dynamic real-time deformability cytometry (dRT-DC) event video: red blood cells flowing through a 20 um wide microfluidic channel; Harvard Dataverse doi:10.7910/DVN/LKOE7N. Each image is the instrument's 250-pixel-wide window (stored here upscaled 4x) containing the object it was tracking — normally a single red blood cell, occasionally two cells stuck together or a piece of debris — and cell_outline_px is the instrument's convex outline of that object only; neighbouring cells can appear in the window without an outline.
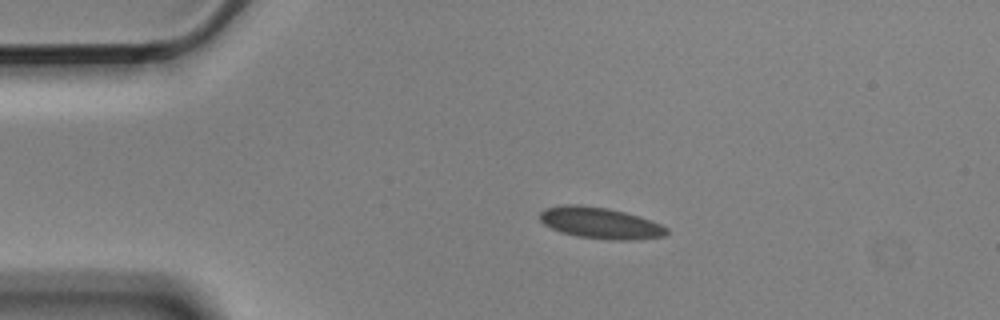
{"species": "Egyptian fruit bat (a non-hibernating species)", "species_latin": "Rousettus aegyptiacus", "temperature_condition": "cold", "stored_images_in_passage": 11, "camera_frame_rate_fps": 3000, "um_per_image_px": 0.085, "animal": {"sex": "male"}, "frame": {"image": 1, "passage_image": 2, "time_ms": 0.333, "image_size_px": [1000, 320], "cell_outline_px": [[668, 232], [664, 236], [636, 240], [612, 240], [576, 236], [560, 232], [544, 224], [540, 220], [540, 212], [544, 208], [560, 204], [580, 204], [608, 208], [624, 212], [652, 220], [668, 228]], "centroid_in_image_um": [51.0, 18.95], "position_along_channel_um": 34.0, "area_um2": 23.35}}
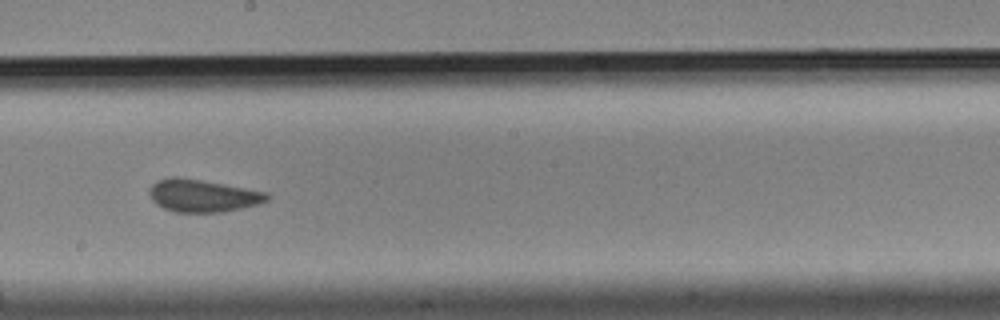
{"frame": {"image": 2, "passage_image": 7, "time_ms": 2.0, "image_size_px": [1000, 320], "cell_outline_px": [[272, 196], [268, 200], [256, 204], [224, 212], [176, 212], [164, 208], [156, 204], [152, 200], [148, 192], [152, 184], [156, 180], [168, 176], [176, 176], [200, 180], [268, 192]], "centroid_in_image_um": [17.2, 16.62], "position_along_channel_um": 231.0, "area_um2": 22.31}}
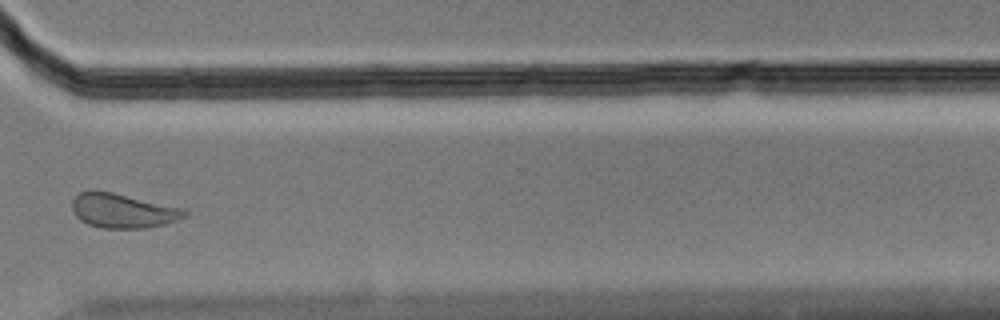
{"frame": {"image": 3, "passage_image": 10, "time_ms": 3.0, "image_size_px": [1000, 320], "cell_outline_px": [[188, 216], [164, 224], [144, 228], [104, 228], [88, 224], [80, 220], [76, 216], [72, 208], [72, 200], [80, 192], [112, 192], [180, 208], [188, 212]], "centroid_in_image_um": [10.43, 17.93], "position_along_channel_um": 360.2, "area_um2": 21.96}}